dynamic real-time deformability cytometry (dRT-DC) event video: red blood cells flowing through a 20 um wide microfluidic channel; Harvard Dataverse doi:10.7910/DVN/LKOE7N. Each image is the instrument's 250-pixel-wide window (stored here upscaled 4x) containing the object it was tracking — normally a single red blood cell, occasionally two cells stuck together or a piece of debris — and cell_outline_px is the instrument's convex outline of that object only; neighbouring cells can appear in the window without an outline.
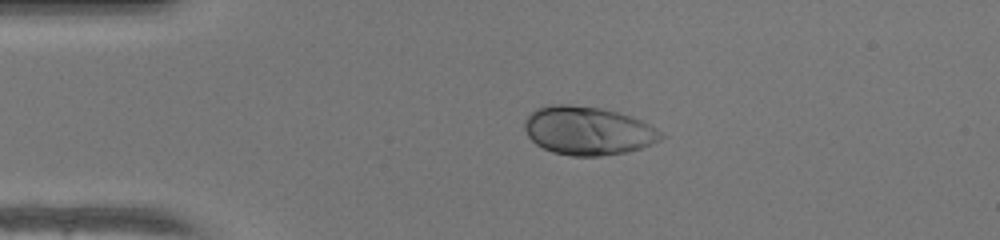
{"species": "human", "species_latin": "Homo sapiens", "temperature_condition": "warm", "stored_images_in_passage": 39, "camera_frame_rate_fps": 3000, "um_per_image_px": 0.085, "donor": {"sex": "female"}, "frame": {"image": 1, "passage_image": 1, "time_ms": 0.0, "image_size_px": [1000, 240], "cell_outline_px": [[664, 136], [660, 140], [652, 144], [640, 148], [624, 152], [600, 156], [572, 156], [552, 152], [536, 144], [528, 136], [524, 128], [524, 120], [536, 108], [548, 104], [568, 104], [600, 108], [632, 116], [656, 128]], "centroid_in_image_um": [49.94, 11.1], "position_along_channel_um": 35.1, "area_um2": 38.44}}
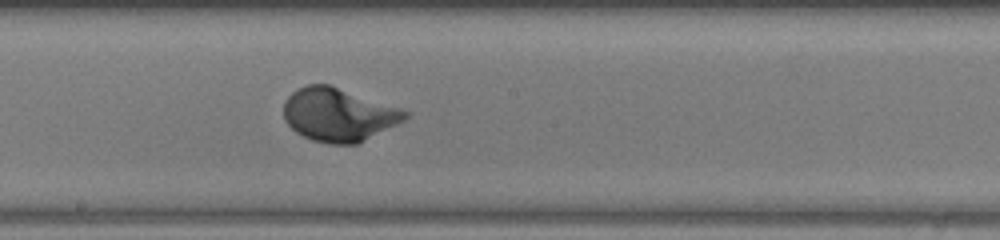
{"frame": {"image": 2, "passage_image": 17, "time_ms": 5.333, "image_size_px": [1000, 240], "cell_outline_px": [[408, 116], [404, 120], [356, 144], [328, 144], [312, 140], [296, 132], [284, 120], [284, 100], [292, 92], [308, 84], [328, 84], [400, 108], [408, 112]], "centroid_in_image_um": [28.73, 9.75], "position_along_channel_um": 219.5, "area_um2": 37.22}}
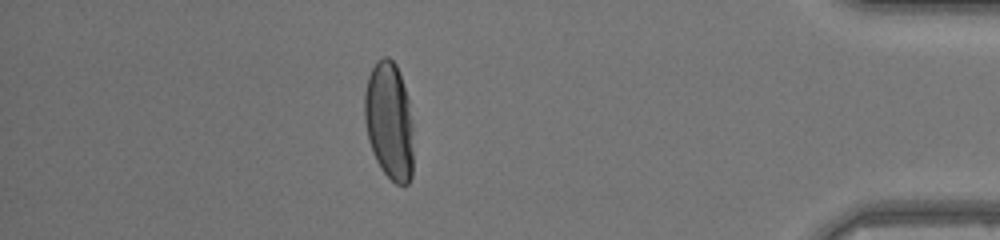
{"frame": {"image": 3, "passage_image": 33, "time_ms": 10.667, "image_size_px": [1000, 240], "cell_outline_px": [[412, 176], [408, 184], [396, 184], [380, 168], [372, 152], [368, 140], [364, 120], [364, 92], [368, 76], [376, 60], [384, 56], [388, 56], [396, 64], [408, 96], [412, 128]], "centroid_in_image_um": [33.06, 10.26], "position_along_channel_um": 402.1, "area_um2": 33.76}, "authors_computed_cell_mechanics": {"area_um2": 35.9516, "velocity_mm_per_s": 4.2465, "shape_relaxation_time_tau1_ms": 1.8934, "shape_relaxation_time_tau2_ms": null, "deformation_change_tau1": 0.1664, "deformation_change_tau2": null}}